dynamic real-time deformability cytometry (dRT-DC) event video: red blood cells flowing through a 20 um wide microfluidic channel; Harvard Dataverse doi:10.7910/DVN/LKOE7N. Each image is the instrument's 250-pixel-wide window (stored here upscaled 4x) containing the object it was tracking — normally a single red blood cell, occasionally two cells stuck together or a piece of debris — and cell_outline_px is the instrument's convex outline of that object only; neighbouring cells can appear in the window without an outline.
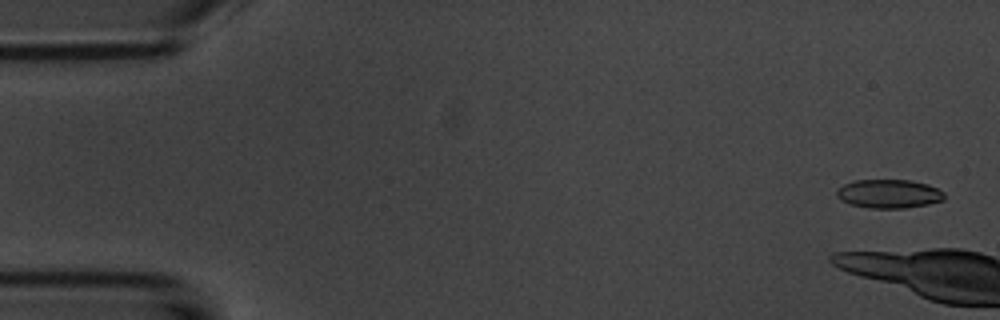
{"species": "common noctule bat (a hibernating species)", "species_latin": "Nyctalus noctula", "temperature_condition": "room temperature", "stored_images_in_passage": 6, "camera_frame_rate_fps": 3000, "um_per_image_px": 0.085, "animal": {"sex": "male", "body_mass_g": 20.1, "forearm_length_mm": 53.5}, "frame": {"image": 1, "passage_image": 1, "time_ms": 0.0, "image_size_px": [1000, 320], "cell_outline_px": [[944, 200], [928, 204], [904, 208], [868, 208], [848, 204], [840, 200], [836, 196], [836, 192], [844, 184], [856, 180], [912, 180], [928, 184], [944, 192]], "centroid_in_image_um": [75.55, 16.47], "position_along_channel_um": 9.5, "area_um2": 18.09}}